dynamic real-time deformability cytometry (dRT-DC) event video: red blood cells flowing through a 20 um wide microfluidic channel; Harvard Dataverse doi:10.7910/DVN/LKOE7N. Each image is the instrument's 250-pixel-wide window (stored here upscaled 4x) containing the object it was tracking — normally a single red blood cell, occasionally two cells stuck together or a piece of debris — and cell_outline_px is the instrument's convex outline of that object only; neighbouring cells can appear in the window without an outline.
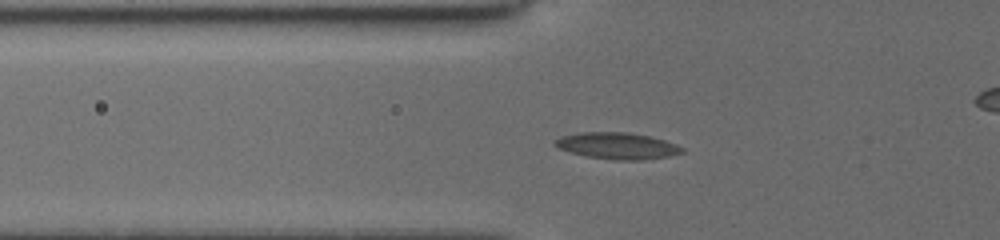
{"species": "common noctule bat (a hibernating species)", "species_latin": "Nyctalus noctula", "temperature_condition": "cold", "stored_images_in_passage": 45, "camera_frame_rate_fps": 3000, "um_per_image_px": 0.085, "animal": {"sex": "female", "body_mass_g": 19.5, "forearm_length_mm": 54.1}, "frame": {"image": 1, "passage_image": 11, "time_ms": 3.333, "image_size_px": [1000, 240], "cell_outline_px": [[684, 152], [668, 156], [644, 160], [616, 160], [588, 156], [572, 152], [560, 148], [552, 144], [552, 140], [560, 136], [580, 132], [628, 132], [648, 136], [664, 140], [676, 144], [684, 148]], "centroid_in_image_um": [52.45, 12.38], "position_along_channel_um": 73.3, "area_um2": 19.59}}
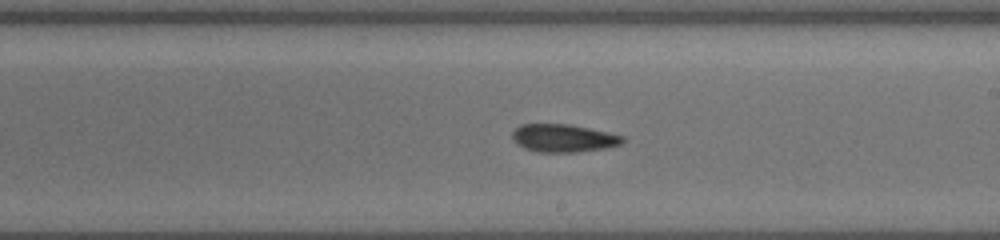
{"frame": {"image": 2, "passage_image": 24, "time_ms": 7.667, "image_size_px": [1000, 240], "cell_outline_px": [[624, 140], [620, 144], [604, 148], [576, 152], [536, 152], [524, 148], [516, 144], [512, 140], [512, 132], [520, 124], [568, 124], [588, 128], [624, 136]], "centroid_in_image_um": [47.83, 11.74], "position_along_channel_um": 241.2, "area_um2": 17.86}}
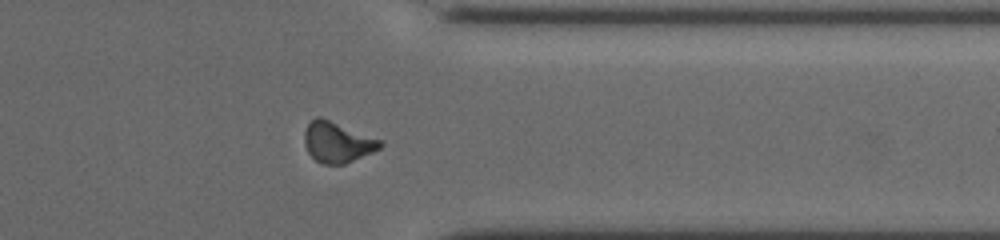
{"frame": {"image": 3, "passage_image": 35, "time_ms": 11.333, "image_size_px": [1000, 240], "cell_outline_px": [[384, 144], [380, 148], [372, 152], [344, 164], [324, 164], [316, 160], [308, 152], [304, 144], [304, 132], [308, 124], [316, 116], [320, 116], [380, 140]], "centroid_in_image_um": [28.64, 12.08], "position_along_channel_um": 382.8, "area_um2": 17.63}, "authors_computed_cell_mechanics": {"area_um2": 17.6868, "velocity_mm_per_s": 3.9256, "shape_relaxation_time_tau1_ms": 6.8997, "shape_relaxation_time_tau2_ms": 6.4215, "deformation_change_tau1": 0.1595, "deformation_change_tau2": 0.1391}}